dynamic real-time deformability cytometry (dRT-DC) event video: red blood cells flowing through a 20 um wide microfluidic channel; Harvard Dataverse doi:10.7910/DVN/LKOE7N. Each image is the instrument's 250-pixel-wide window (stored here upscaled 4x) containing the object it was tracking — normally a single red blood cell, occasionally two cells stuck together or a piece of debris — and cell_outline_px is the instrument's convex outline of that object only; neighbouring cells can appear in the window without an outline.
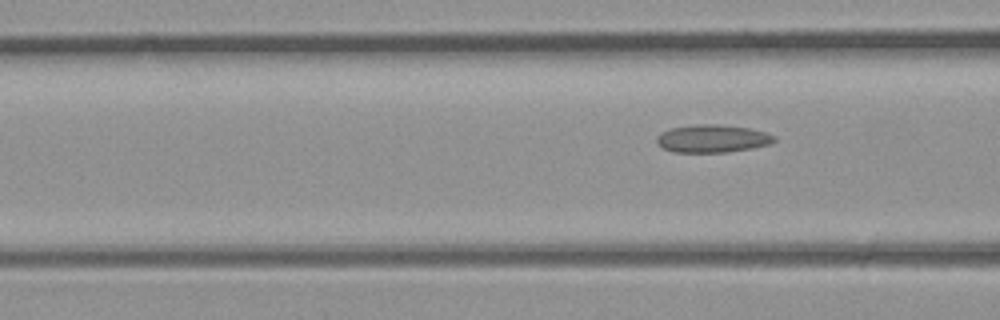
{"species": "common noctule bat (a hibernating species)", "species_latin": "Nyctalus noctula", "temperature_condition": "room temperature", "stored_images_in_passage": 6, "segment_of_instrument_passage": [2, 2], "camera_frame_rate_fps": 3000, "um_per_image_px": 0.085, "animal": {"sex": "male", "body_mass_g": 23.1, "forearm_length_mm": 52.7}, "frame": {"image": 1, "passage_image": 6, "time_ms": 1.667, "image_size_px": [1000, 320], "cell_outline_px": [[776, 140], [768, 144], [752, 148], [728, 152], [672, 152], [656, 144], [656, 136], [660, 132], [672, 128], [700, 124], [716, 124], [748, 128], [764, 132], [776, 136]], "centroid_in_image_um": [60.52, 11.78], "position_along_channel_um": 106.1, "area_um2": 18.96}}